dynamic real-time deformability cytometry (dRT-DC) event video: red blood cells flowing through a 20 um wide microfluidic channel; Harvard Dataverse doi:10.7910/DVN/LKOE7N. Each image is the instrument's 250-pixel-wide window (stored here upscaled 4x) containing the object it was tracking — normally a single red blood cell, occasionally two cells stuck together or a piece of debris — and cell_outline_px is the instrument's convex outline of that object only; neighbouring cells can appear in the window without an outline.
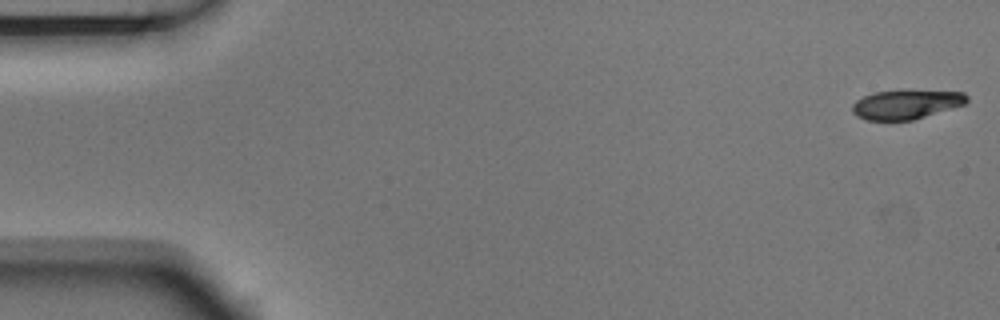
{"species": "Egyptian fruit bat (a non-hibernating species)", "species_latin": "Rousettus aegyptiacus", "temperature_condition": "room temperature", "stored_images_in_passage": 5, "camera_frame_rate_fps": 3000, "um_per_image_px": 0.085, "animal": {"sex": "male"}, "frame": {"image": 1, "passage_image": 1, "time_ms": 0.0, "image_size_px": [1000, 320], "cell_outline_px": [[968, 100], [964, 104], [912, 120], [868, 120], [856, 116], [852, 112], [852, 104], [856, 100], [872, 92], [900, 88], [908, 88], [964, 92], [968, 96]], "centroid_in_image_um": [77.01, 8.81], "position_along_channel_um": 8.0, "area_um2": 20.23}}
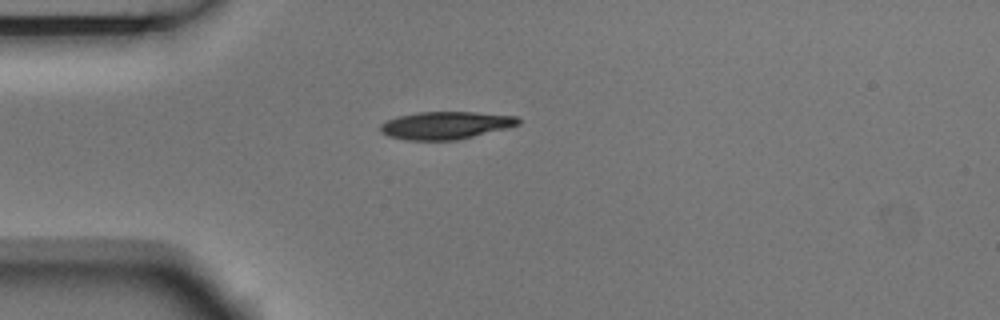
{"frame": {"image": 2, "passage_image": 5, "time_ms": 1.333, "image_size_px": [1000, 320], "cell_outline_px": [[520, 124], [508, 128], [456, 140], [404, 140], [388, 136], [380, 132], [380, 124], [396, 116], [420, 112], [476, 112], [516, 116], [520, 120]], "centroid_in_image_um": [37.86, 10.65], "position_along_channel_um": 47.1, "area_um2": 22.25}}